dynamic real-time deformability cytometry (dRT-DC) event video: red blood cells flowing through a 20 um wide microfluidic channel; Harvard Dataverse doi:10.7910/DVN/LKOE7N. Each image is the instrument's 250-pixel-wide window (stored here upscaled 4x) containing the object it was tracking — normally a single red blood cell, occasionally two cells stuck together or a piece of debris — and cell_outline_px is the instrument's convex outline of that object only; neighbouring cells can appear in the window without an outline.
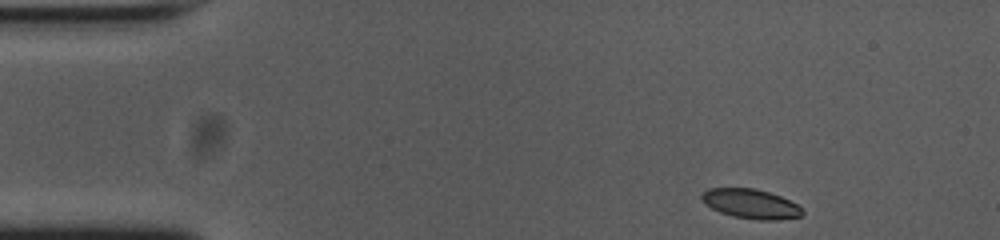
{"species": "common noctule bat (a hibernating species)", "species_latin": "Nyctalus noctula", "temperature_condition": "cold", "stored_images_in_passage": 49, "camera_frame_rate_fps": 3000, "um_per_image_px": 0.085, "animal": {"sex": "female", "body_mass_g": 23.0, "forearm_length_mm": 53.4}, "frame": {"image": 1, "passage_image": 1, "time_ms": 0.0, "image_size_px": [1000, 240], "cell_outline_px": [[804, 212], [800, 216], [776, 220], [756, 220], [732, 216], [720, 212], [704, 204], [700, 200], [700, 196], [708, 188], [756, 188], [780, 196], [796, 204]], "centroid_in_image_um": [63.77, 17.32], "position_along_channel_um": 21.2, "area_um2": 17.28}}
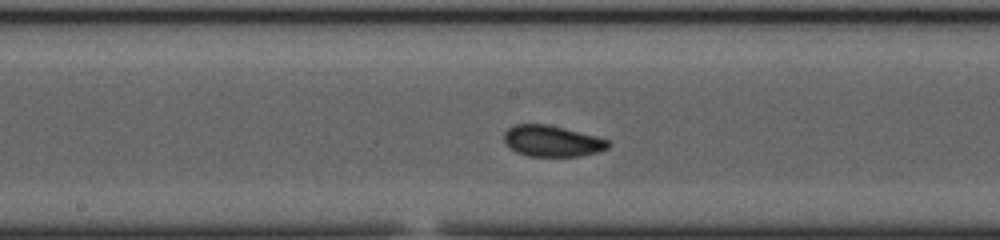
{"frame": {"image": 2, "passage_image": 22, "time_ms": 7.0, "image_size_px": [1000, 240], "cell_outline_px": [[612, 144], [608, 148], [600, 152], [580, 156], [528, 156], [516, 152], [504, 144], [504, 132], [508, 128], [516, 124], [548, 124], [596, 136], [608, 140]], "centroid_in_image_um": [46.93, 11.99], "position_along_channel_um": 201.3, "area_um2": 19.07}}
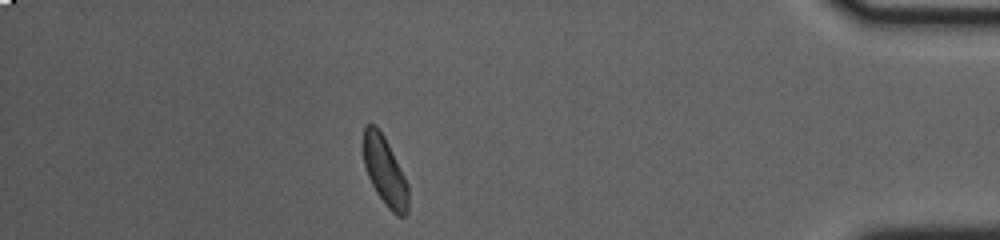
{"frame": {"image": 3, "passage_image": 42, "time_ms": 13.667, "image_size_px": [1000, 240], "cell_outline_px": [[408, 212], [404, 216], [396, 216], [388, 208], [376, 192], [368, 176], [364, 164], [364, 128], [368, 124], [376, 124], [384, 136], [408, 184]], "centroid_in_image_um": [32.72, 14.57], "position_along_channel_um": 402.5, "area_um2": 17.74}, "authors_computed_cell_mechanics": {"area_um2": 18.3226, "velocity_mm_per_s": 3.7343, "shape_relaxation_time_tau1_ms": 3.7824, "shape_relaxation_time_tau2_ms": 4.9541, "deformation_change_tau1": 0.1009, "deformation_change_tau2": 0.088}}